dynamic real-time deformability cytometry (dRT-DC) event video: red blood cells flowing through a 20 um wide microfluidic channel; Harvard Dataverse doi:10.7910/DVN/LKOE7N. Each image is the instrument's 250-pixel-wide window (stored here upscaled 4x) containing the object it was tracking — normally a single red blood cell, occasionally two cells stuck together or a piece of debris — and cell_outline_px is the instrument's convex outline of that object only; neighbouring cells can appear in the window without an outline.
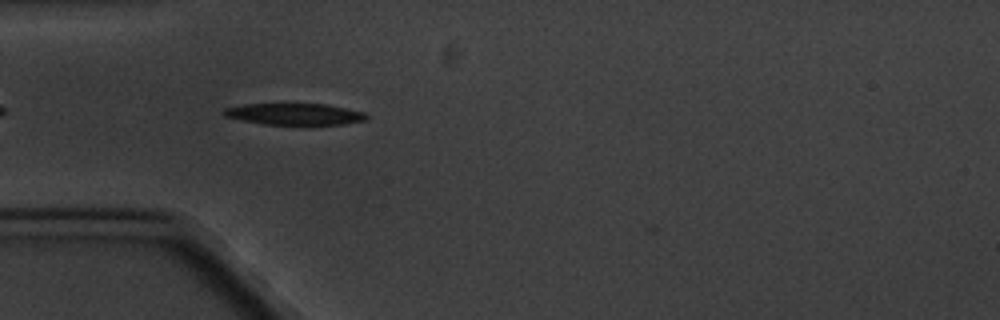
{"species": "common noctule bat (a hibernating species)", "species_latin": "Nyctalus noctula", "temperature_condition": "cold", "stored_images_in_passage": 3, "camera_frame_rate_fps": 3000, "um_per_image_px": 0.085, "animal": {"sex": "male", "body_mass_g": 20.1, "forearm_length_mm": 53.5}, "frame": {"image": 1, "passage_image": 2, "time_ms": 1.333, "image_size_px": [1000, 320], "cell_outline_px": [[368, 120], [344, 124], [308, 128], [264, 124], [224, 116], [220, 112], [224, 108], [244, 104], [324, 104], [364, 112], [368, 116]], "centroid_in_image_um": [25.08, 9.75], "position_along_channel_um": 59.9, "area_um2": 18.84}}